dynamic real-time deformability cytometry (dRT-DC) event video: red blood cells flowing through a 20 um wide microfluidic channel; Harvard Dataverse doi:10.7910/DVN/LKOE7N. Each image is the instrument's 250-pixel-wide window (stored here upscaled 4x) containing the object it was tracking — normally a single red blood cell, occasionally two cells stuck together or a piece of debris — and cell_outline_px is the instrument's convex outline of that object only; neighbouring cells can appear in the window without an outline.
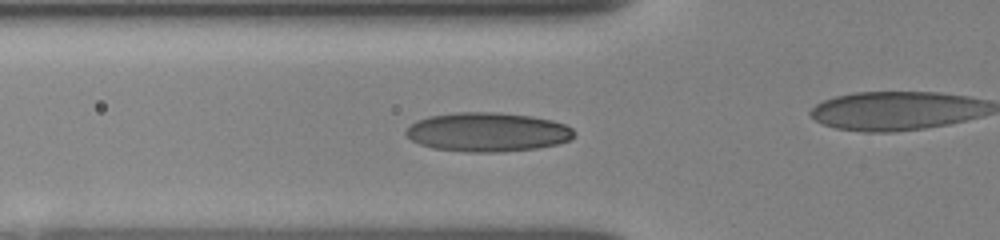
{"species": "human", "species_latin": "Homo sapiens", "temperature_condition": "room temperature", "stored_images_in_passage": 19, "camera_frame_rate_fps": 3000, "um_per_image_px": 0.085, "donor": {"sex": "female"}, "frame": {"image": 1, "passage_image": 14, "time_ms": 5.667, "image_size_px": [1000, 240], "cell_outline_px": [[576, 136], [568, 140], [556, 144], [536, 148], [504, 152], [468, 152], [432, 148], [420, 144], [412, 140], [404, 132], [416, 120], [428, 116], [456, 112], [496, 112], [532, 116], [552, 120], [564, 124], [572, 128], [576, 132]], "centroid_in_image_um": [41.45, 11.22], "position_along_channel_um": 84.4, "area_um2": 38.44}}
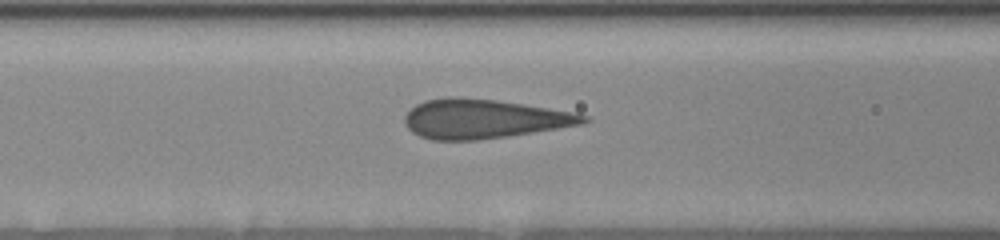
{"frame": {"image": 2, "passage_image": 19, "time_ms": 8.0, "image_size_px": [1000, 240], "cell_outline_px": [[588, 120], [580, 124], [556, 128], [504, 136], [476, 140], [432, 140], [420, 136], [412, 132], [408, 128], [404, 120], [404, 116], [416, 104], [424, 100], [448, 96], [460, 96], [496, 100], [572, 112], [588, 116]], "centroid_in_image_um": [41.02, 10.09], "position_along_channel_um": 125.6, "area_um2": 40.34}}